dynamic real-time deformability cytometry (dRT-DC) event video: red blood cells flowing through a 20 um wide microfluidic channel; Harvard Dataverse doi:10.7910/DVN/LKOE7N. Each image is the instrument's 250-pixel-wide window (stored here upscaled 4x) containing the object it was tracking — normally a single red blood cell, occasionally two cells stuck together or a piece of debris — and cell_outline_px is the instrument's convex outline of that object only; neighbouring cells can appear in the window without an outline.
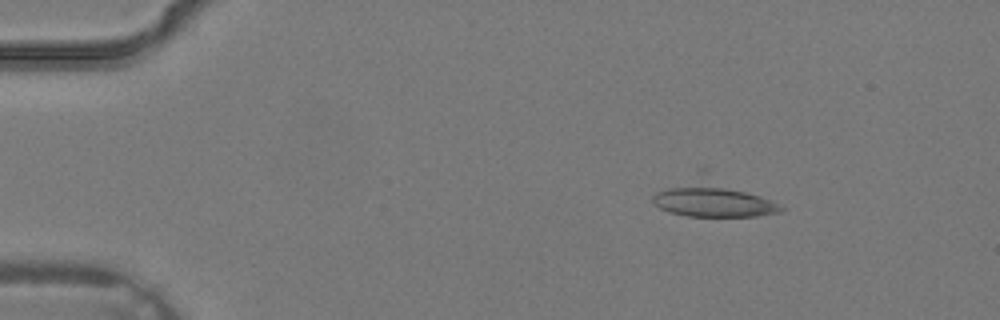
{"species": "common noctule bat (a hibernating species)", "species_latin": "Nyctalus noctula", "temperature_condition": "warm", "stored_images_in_passage": 2, "camera_frame_rate_fps": 3000, "um_per_image_px": 0.085, "animal": {"sex": "male", "body_mass_g": 19.2, "forearm_length_mm": 51.8}, "frame": {"image": 1, "passage_image": 1, "time_ms": 0.0, "image_size_px": [1000, 320], "cell_outline_px": [[784, 208], [780, 212], [756, 216], [688, 216], [668, 212], [660, 208], [652, 200], [652, 196], [656, 192], [668, 188], [700, 184], [704, 184], [744, 192], [760, 196]], "centroid_in_image_um": [60.58, 17.17], "position_along_channel_um": 24.4, "area_um2": 21.96}}